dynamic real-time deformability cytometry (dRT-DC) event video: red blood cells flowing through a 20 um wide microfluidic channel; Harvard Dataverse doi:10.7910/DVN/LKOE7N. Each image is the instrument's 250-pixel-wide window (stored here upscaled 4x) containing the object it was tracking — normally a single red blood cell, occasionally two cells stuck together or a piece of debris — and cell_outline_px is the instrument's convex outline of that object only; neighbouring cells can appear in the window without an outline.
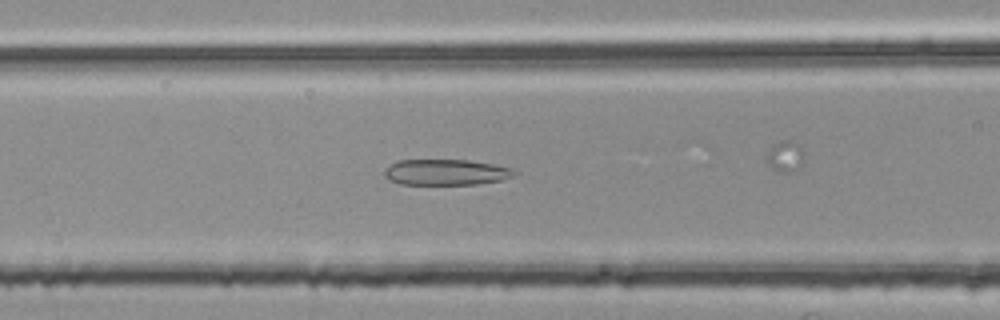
{"species": "common noctule bat (a hibernating species)", "species_latin": "Nyctalus noctula", "temperature_condition": "room temperature", "stored_images_in_passage": 42, "segment_of_instrument_passage": [2, 2], "camera_frame_rate_fps": 3000, "um_per_image_px": 0.085, "animal": {"sex": "female", "body_mass_g": 25.1}, "frame": {"image": 1, "passage_image": 22, "time_ms": 7.0, "image_size_px": [1000, 320], "cell_outline_px": [[520, 172], [516, 176], [500, 180], [476, 184], [400, 184], [388, 180], [384, 176], [384, 172], [396, 160], [468, 160], [496, 164], [512, 168]], "centroid_in_image_um": [37.97, 14.63], "position_along_channel_um": 128.6, "area_um2": 19.71}}
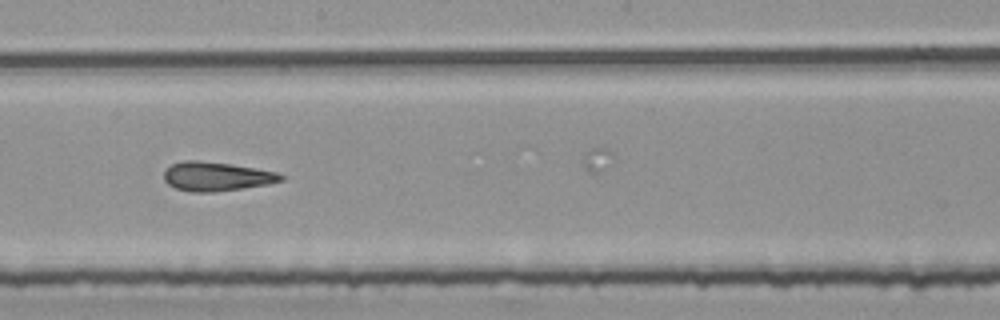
{"frame": {"image": 2, "passage_image": 30, "time_ms": 9.667, "image_size_px": [1000, 320], "cell_outline_px": [[284, 180], [268, 184], [212, 192], [192, 192], [176, 188], [168, 184], [164, 180], [164, 172], [172, 164], [184, 160], [196, 160], [232, 164], [276, 172], [284, 176]], "centroid_in_image_um": [18.38, 14.99], "position_along_channel_um": 229.8, "area_um2": 19.59}}
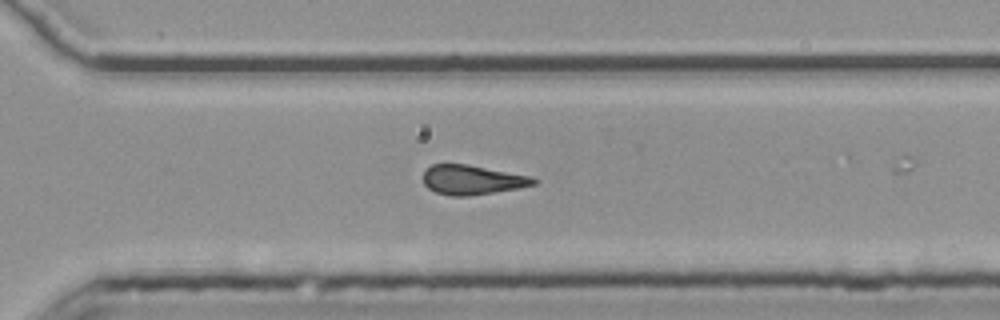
{"frame": {"image": 3, "passage_image": 38, "time_ms": 12.333, "image_size_px": [1000, 320], "cell_outline_px": [[540, 180], [536, 184], [520, 188], [468, 196], [448, 196], [436, 192], [428, 188], [424, 184], [424, 172], [432, 164], [468, 164], [528, 176]], "centroid_in_image_um": [40.14, 15.29], "position_along_channel_um": 330.5, "area_um2": 18.9}}